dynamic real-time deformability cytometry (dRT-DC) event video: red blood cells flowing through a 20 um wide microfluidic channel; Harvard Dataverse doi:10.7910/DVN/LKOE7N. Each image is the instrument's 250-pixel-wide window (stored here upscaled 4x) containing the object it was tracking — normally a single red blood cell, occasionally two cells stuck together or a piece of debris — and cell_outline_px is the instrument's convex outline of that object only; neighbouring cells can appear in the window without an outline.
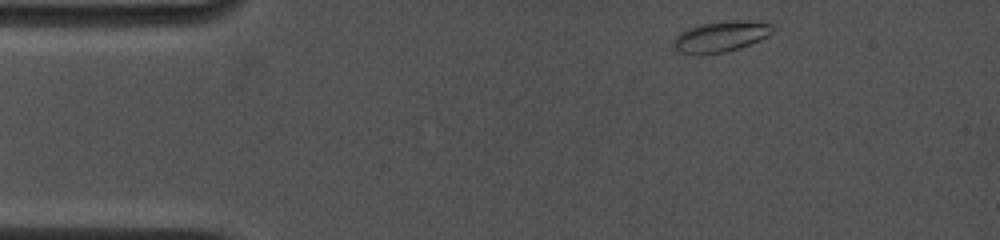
{"species": "common noctule bat (a hibernating species)", "species_latin": "Nyctalus noctula", "temperature_condition": "cold", "stored_images_in_passage": 9, "camera_frame_rate_fps": 4500, "um_per_image_px": 0.085, "animal": {"sex": "female", "body_mass_g": 19.0, "forearm_length_mm": 53.3}, "frame": {"image": 1, "passage_image": 1, "time_ms": 0.0, "image_size_px": [1000, 240], "cell_outline_px": [[776, 28], [768, 36], [760, 40], [740, 48], [724, 52], [680, 52], [672, 44], [672, 40], [680, 32], [688, 28], [700, 24], [732, 20], [752, 20], [772, 24]], "centroid_in_image_um": [61.34, 3.06], "position_along_channel_um": 23.7, "area_um2": 17.51}}
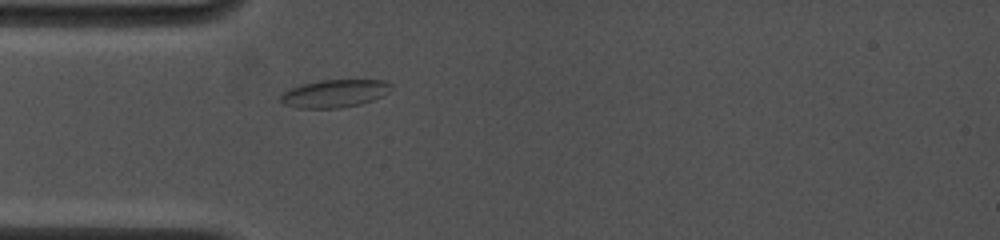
{"frame": {"image": 2, "passage_image": 7, "time_ms": 2.444, "image_size_px": [1000, 240], "cell_outline_px": [[392, 88], [388, 92], [372, 100], [360, 104], [336, 108], [296, 108], [284, 104], [280, 100], [280, 96], [284, 92], [300, 84], [320, 80], [384, 80], [392, 84]], "centroid_in_image_um": [28.43, 7.94], "position_along_channel_um": 56.6, "area_um2": 17.8}}
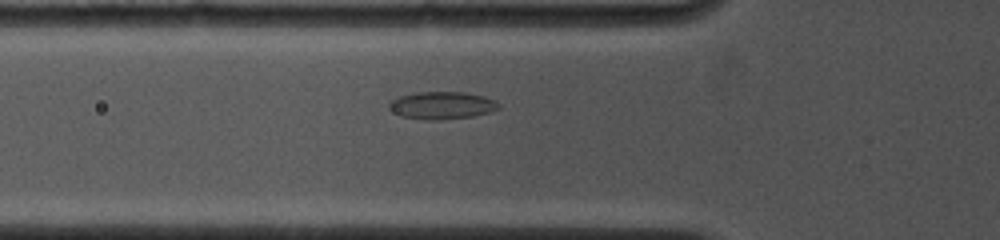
{"frame": {"image": 3, "passage_image": 9, "time_ms": 3.333, "image_size_px": [1000, 240], "cell_outline_px": [[500, 108], [492, 112], [472, 116], [436, 120], [428, 120], [400, 116], [388, 108], [388, 104], [392, 100], [400, 96], [416, 92], [464, 92], [484, 96], [496, 100], [500, 104]], "centroid_in_image_um": [37.59, 8.95], "position_along_channel_um": 88.2, "area_um2": 17.63}}